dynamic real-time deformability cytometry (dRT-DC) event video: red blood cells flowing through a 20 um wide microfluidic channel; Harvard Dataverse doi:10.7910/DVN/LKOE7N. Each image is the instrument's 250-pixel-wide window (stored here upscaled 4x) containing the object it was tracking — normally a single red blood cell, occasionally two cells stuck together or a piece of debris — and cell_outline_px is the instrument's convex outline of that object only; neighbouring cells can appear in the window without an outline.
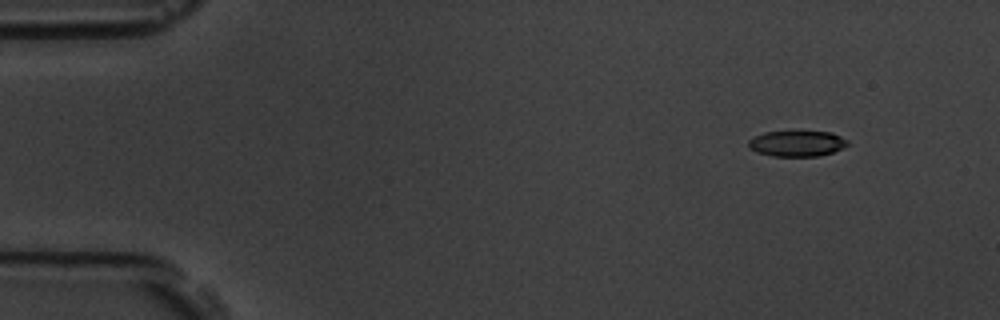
{"species": "common noctule bat (a hibernating species)", "species_latin": "Nyctalus noctula", "temperature_condition": "room temperature", "stored_images_in_passage": 4, "camera_frame_rate_fps": 3000, "um_per_image_px": 0.085, "animal": {"sex": "male", "body_mass_g": 19.5, "forearm_length_mm": 54.6}, "frame": {"image": 1, "passage_image": 1, "time_ms": 0.0, "image_size_px": [1000, 320], "cell_outline_px": [[848, 144], [832, 152], [820, 156], [772, 156], [756, 152], [748, 148], [748, 140], [764, 132], [832, 132], [848, 140]], "centroid_in_image_um": [67.71, 12.21], "position_along_channel_um": 17.3, "area_um2": 14.74}}
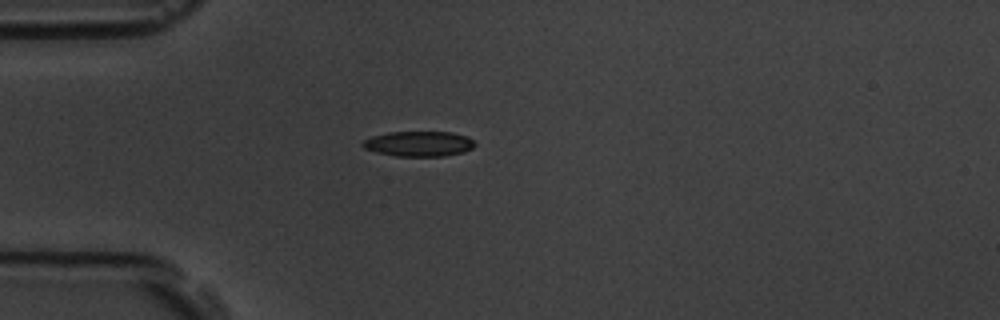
{"frame": {"image": 2, "passage_image": 4, "time_ms": 1.0, "image_size_px": [1000, 320], "cell_outline_px": [[476, 144], [472, 148], [464, 152], [444, 156], [396, 156], [376, 152], [364, 148], [360, 144], [364, 140], [372, 136], [388, 132], [452, 132], [464, 136], [472, 140]], "centroid_in_image_um": [35.58, 12.22], "position_along_channel_um": 49.4, "area_um2": 16.42}}